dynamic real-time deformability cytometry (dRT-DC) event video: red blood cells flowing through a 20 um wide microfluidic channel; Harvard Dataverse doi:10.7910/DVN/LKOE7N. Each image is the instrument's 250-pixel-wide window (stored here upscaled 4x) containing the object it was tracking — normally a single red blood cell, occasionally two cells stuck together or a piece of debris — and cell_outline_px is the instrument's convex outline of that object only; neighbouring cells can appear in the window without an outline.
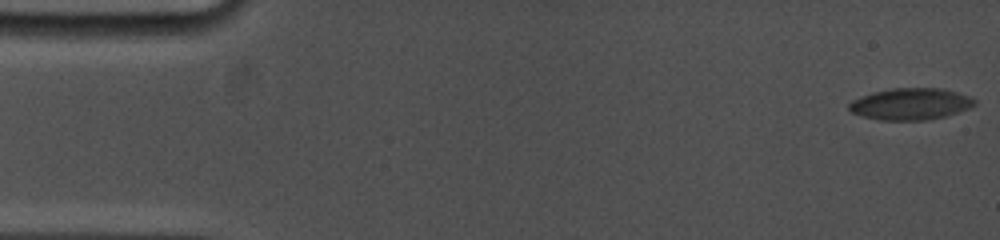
{"species": "common noctule bat (a hibernating species)", "species_latin": "Nyctalus noctula", "temperature_condition": "cold", "stored_images_in_passage": 80, "camera_frame_rate_fps": 5000, "um_per_image_px": 0.085, "animal": {"sex": "female", "body_mass_g": 19.0, "forearm_length_mm": 53.3}, "frame": {"image": 1, "passage_image": 1, "time_ms": 0.0, "image_size_px": [1000, 240], "cell_outline_px": [[976, 104], [968, 108], [944, 116], [928, 120], [880, 120], [864, 116], [852, 112], [848, 108], [848, 104], [852, 100], [872, 92], [892, 88], [944, 88], [972, 96], [976, 100]], "centroid_in_image_um": [77.42, 8.82], "position_along_channel_um": 7.6, "area_um2": 23.18}}
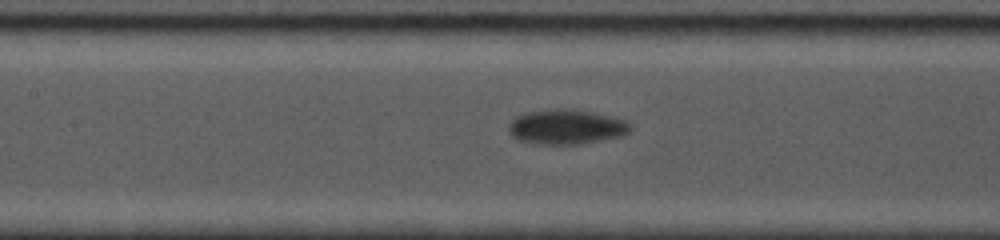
{"frame": {"image": 2, "passage_image": 34, "time_ms": 8.0, "image_size_px": [1000, 240], "cell_outline_px": [[632, 128], [624, 136], [576, 144], [540, 144], [520, 140], [512, 136], [508, 132], [508, 124], [516, 116], [524, 112], [556, 108], [568, 108], [592, 112], [624, 120], [632, 124]], "centroid_in_image_um": [48.12, 10.77], "position_along_channel_um": 159.3, "area_um2": 24.74}}
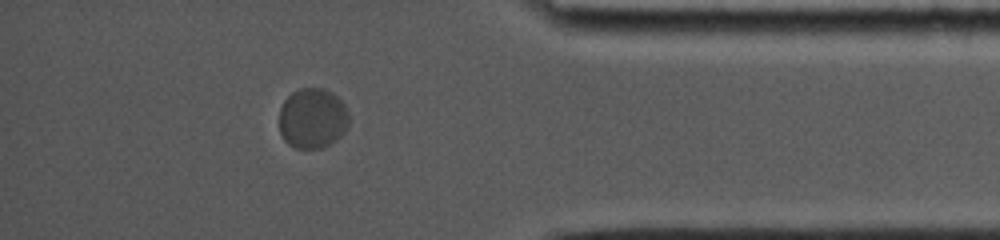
{"frame": {"image": 3, "passage_image": 68, "time_ms": 15.4, "image_size_px": [1000, 240], "cell_outline_px": [[348, 124], [344, 132], [336, 140], [320, 148], [296, 148], [288, 144], [284, 140], [280, 132], [280, 108], [284, 100], [292, 92], [300, 88], [324, 88], [332, 92], [344, 104], [348, 112]], "centroid_in_image_um": [26.56, 10.05], "position_along_channel_um": 408.6, "area_um2": 24.51}, "authors_computed_cell_mechanics": {"area_um2": 24.1026, "velocity_mm_per_s": 3.5485, "shape_relaxation_time_tau1_ms": 4.1381, "shape_relaxation_time_tau2_ms": null, "deformation_change_tau1": 0.1064, "deformation_change_tau2": null}}